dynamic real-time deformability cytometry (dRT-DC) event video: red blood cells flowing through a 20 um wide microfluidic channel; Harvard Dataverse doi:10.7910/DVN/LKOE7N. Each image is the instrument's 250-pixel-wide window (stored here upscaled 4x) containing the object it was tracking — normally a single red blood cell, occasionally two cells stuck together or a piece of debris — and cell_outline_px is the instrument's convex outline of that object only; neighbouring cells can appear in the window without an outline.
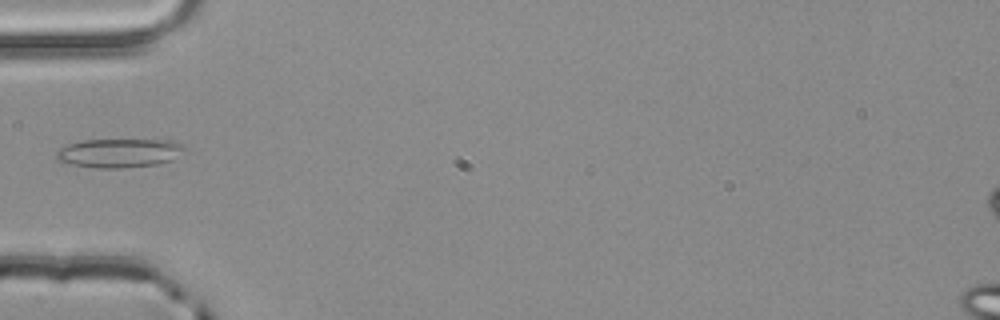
{"species": "common noctule bat (a hibernating species)", "species_latin": "Nyctalus noctula", "temperature_condition": "room temperature", "stored_images_in_passage": 2, "camera_frame_rate_fps": 3000, "um_per_image_px": 0.085, "animal": {"sex": "male", "body_mass_g": 20.4}, "frame": {"image": 1, "passage_image": 2, "time_ms": 0.333, "image_size_px": [1000, 320], "cell_outline_px": [[188, 152], [172, 160], [160, 164], [124, 168], [96, 168], [72, 164], [56, 160], [56, 152], [60, 148], [68, 144], [80, 140], [172, 140], [184, 144], [188, 148]], "centroid_in_image_um": [10.23, 13.0], "position_along_channel_um": 74.8, "area_um2": 22.08}}